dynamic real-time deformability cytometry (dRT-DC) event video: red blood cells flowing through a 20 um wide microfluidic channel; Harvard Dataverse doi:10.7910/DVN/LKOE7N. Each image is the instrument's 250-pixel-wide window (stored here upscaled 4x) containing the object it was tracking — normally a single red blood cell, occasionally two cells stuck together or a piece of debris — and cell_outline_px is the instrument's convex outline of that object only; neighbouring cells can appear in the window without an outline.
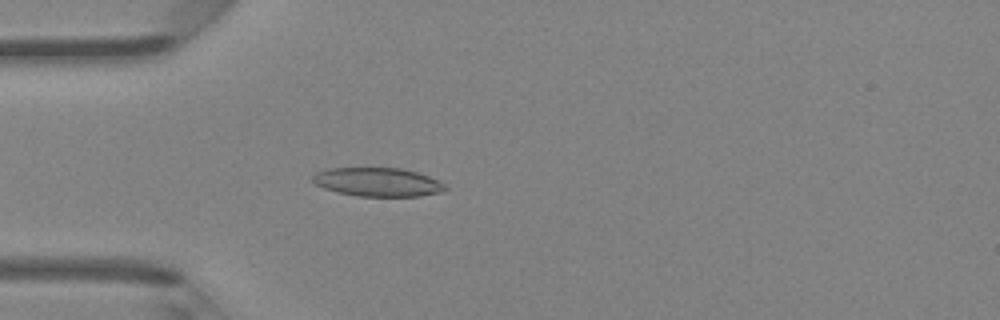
{"species": "Egyptian fruit bat (a non-hibernating species)", "species_latin": "Rousettus aegyptiacus", "temperature_condition": "room temperature", "stored_images_in_passage": 45, "camera_frame_rate_fps": 3000, "um_per_image_px": 0.085, "animal": {"sex": "female"}, "frame": {"image": 1, "passage_image": 13, "time_ms": 4.0, "image_size_px": [1000, 320], "cell_outline_px": [[448, 188], [440, 192], [420, 196], [356, 196], [336, 192], [324, 188], [316, 184], [312, 180], [312, 176], [316, 172], [328, 168], [400, 168], [416, 172], [428, 176], [444, 184]], "centroid_in_image_um": [32.07, 15.48], "position_along_channel_um": 52.9, "area_um2": 22.08}}
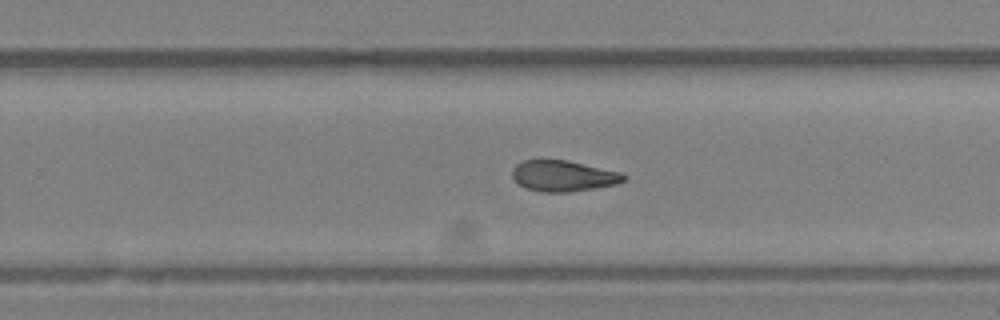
{"frame": {"image": 2, "passage_image": 29, "time_ms": 9.333, "image_size_px": [1000, 320], "cell_outline_px": [[628, 176], [624, 180], [616, 184], [568, 192], [540, 192], [524, 188], [512, 176], [512, 168], [516, 164], [524, 160], [568, 160], [624, 172]], "centroid_in_image_um": [47.9, 14.94], "position_along_channel_um": 281.9, "area_um2": 20.23}}
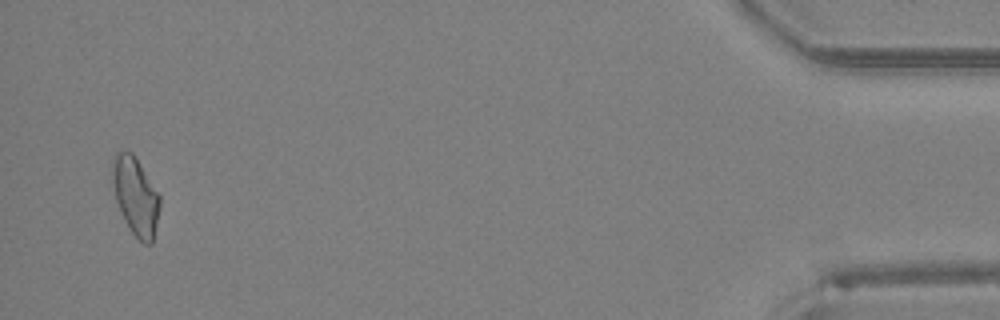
{"frame": {"image": 3, "passage_image": 44, "time_ms": 14.333, "image_size_px": [1000, 320], "cell_outline_px": [[160, 208], [152, 244], [144, 244], [132, 232], [124, 220], [120, 212], [116, 200], [108, 168], [116, 152], [132, 152], [160, 196]], "centroid_in_image_um": [11.48, 16.65], "position_along_channel_um": 423.7, "area_um2": 21.68}}